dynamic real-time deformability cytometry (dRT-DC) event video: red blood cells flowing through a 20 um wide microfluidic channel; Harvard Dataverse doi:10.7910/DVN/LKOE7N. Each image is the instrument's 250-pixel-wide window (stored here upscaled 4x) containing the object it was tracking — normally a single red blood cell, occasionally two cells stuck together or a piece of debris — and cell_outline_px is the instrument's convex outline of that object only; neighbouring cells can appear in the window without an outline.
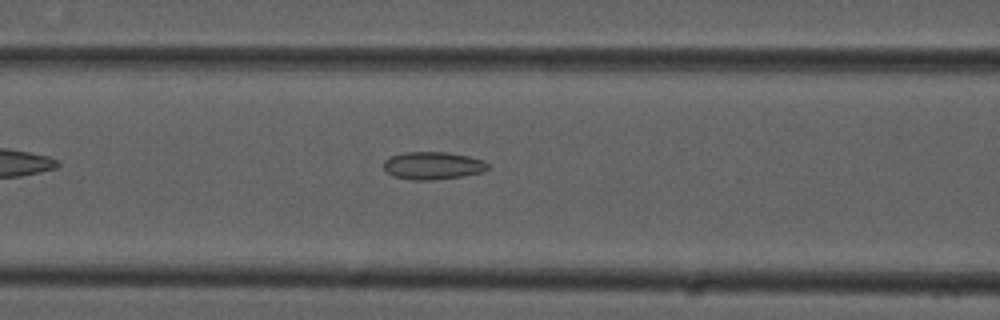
{"species": "common noctule bat (a hibernating species)", "species_latin": "Nyctalus noctula", "temperature_condition": "cold", "stored_images_in_passage": 26, "camera_frame_rate_fps": 3000, "um_per_image_px": 0.085, "animal": {"sex": "male", "forearm_length_mm": 52.5}, "frame": {"image": 1, "passage_image": 5, "time_ms": 1.333, "image_size_px": [1000, 320], "cell_outline_px": [[488, 168], [484, 172], [460, 176], [428, 180], [412, 180], [392, 176], [384, 168], [384, 160], [392, 156], [404, 152], [448, 152], [468, 156], [484, 160], [488, 164]], "centroid_in_image_um": [36.79, 14.07], "position_along_channel_um": 129.8, "area_um2": 16.7}}
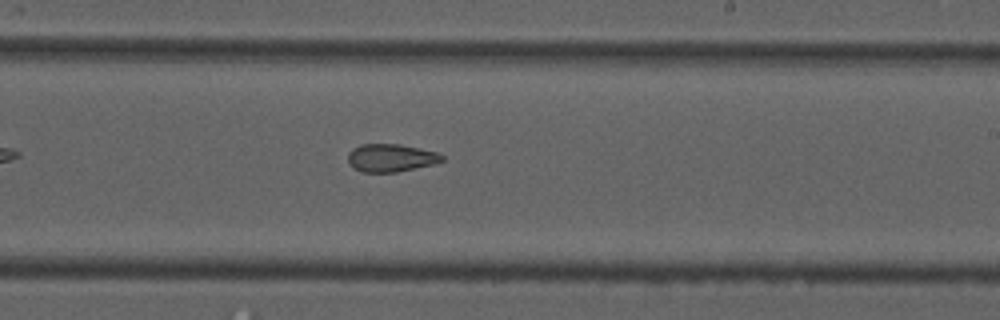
{"frame": {"image": 2, "passage_image": 15, "time_ms": 4.667, "image_size_px": [1000, 320], "cell_outline_px": [[444, 160], [432, 164], [396, 172], [364, 172], [352, 168], [348, 164], [348, 152], [352, 148], [360, 144], [400, 144], [436, 152], [444, 156]], "centroid_in_image_um": [33.17, 13.41], "position_along_channel_um": 255.8, "area_um2": 15.26}}
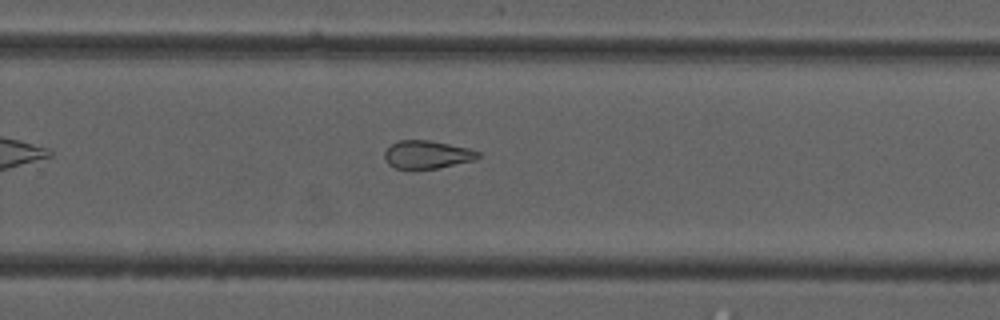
{"frame": {"image": 3, "passage_image": 18, "time_ms": 5.667, "image_size_px": [1000, 320], "cell_outline_px": [[480, 156], [476, 160], [436, 168], [396, 168], [388, 164], [384, 160], [384, 152], [392, 144], [400, 140], [428, 140], [468, 148], [480, 152]], "centroid_in_image_um": [36.3, 13.13], "position_along_channel_um": 293.5, "area_um2": 15.09}}